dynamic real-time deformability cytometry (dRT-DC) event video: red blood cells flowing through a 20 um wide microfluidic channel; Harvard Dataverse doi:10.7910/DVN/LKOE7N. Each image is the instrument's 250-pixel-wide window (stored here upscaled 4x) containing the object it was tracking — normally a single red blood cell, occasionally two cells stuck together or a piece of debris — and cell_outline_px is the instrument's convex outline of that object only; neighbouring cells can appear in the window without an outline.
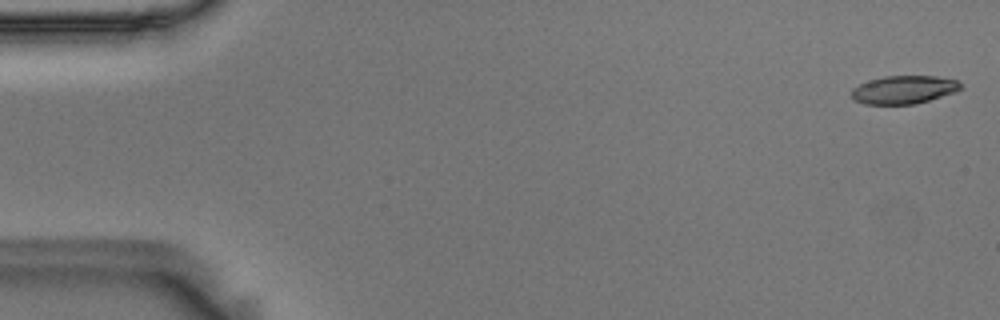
{"species": "Egyptian fruit bat (a non-hibernating species)", "species_latin": "Rousettus aegyptiacus", "temperature_condition": "room temperature", "stored_images_in_passage": 56, "camera_frame_rate_fps": 3000, "um_per_image_px": 0.085, "animal": {"sex": "male"}, "frame": {"image": 1, "passage_image": 2, "time_ms": 0.333, "image_size_px": [1000, 320], "cell_outline_px": [[964, 88], [956, 92], [916, 104], [864, 104], [852, 100], [852, 88], [860, 84], [884, 76], [936, 76], [956, 80]], "centroid_in_image_um": [76.84, 7.63], "position_along_channel_um": 8.2, "area_um2": 17.92}}
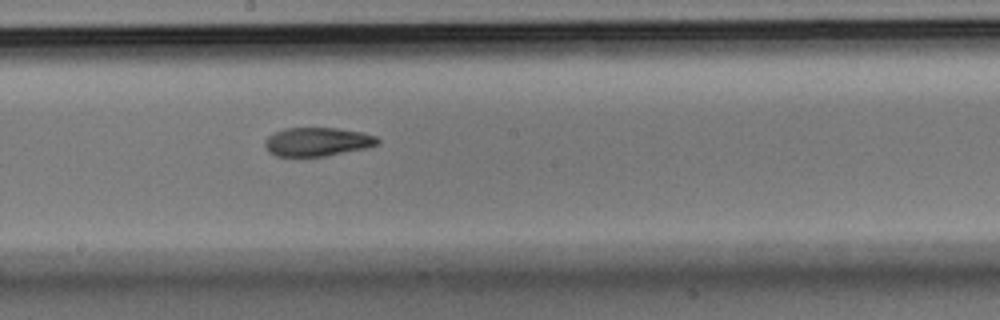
{"frame": {"image": 2, "passage_image": 31, "time_ms": 10.0, "image_size_px": [1000, 320], "cell_outline_px": [[380, 140], [376, 144], [364, 148], [324, 156], [276, 156], [268, 152], [264, 144], [264, 140], [268, 136], [276, 132], [288, 128], [336, 128], [360, 132], [376, 136]], "centroid_in_image_um": [26.93, 12.05], "position_along_channel_um": 221.3, "area_um2": 18.55}}
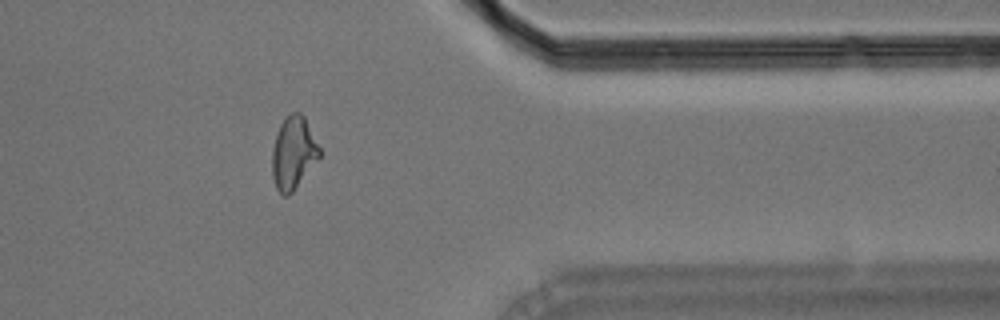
{"frame": {"image": 3, "passage_image": 46, "time_ms": 15.0, "image_size_px": [1000, 320], "cell_outline_px": [[320, 156], [292, 192], [288, 196], [284, 196], [276, 188], [272, 176], [272, 152], [276, 136], [280, 124], [292, 112], [300, 112], [304, 116], [320, 148]], "centroid_in_image_um": [24.93, 13.0], "position_along_channel_um": 386.5, "area_um2": 19.65}, "authors_computed_cell_mechanics": {"area_um2": 19.3052, "velocity_mm_per_s": 3.6035, "shape_relaxation_time_tau1_ms": 5.5871, "shape_relaxation_time_tau2_ms": 3.8848, "deformation_change_tau1": 0.1896, "deformation_change_tau2": 0.114}}